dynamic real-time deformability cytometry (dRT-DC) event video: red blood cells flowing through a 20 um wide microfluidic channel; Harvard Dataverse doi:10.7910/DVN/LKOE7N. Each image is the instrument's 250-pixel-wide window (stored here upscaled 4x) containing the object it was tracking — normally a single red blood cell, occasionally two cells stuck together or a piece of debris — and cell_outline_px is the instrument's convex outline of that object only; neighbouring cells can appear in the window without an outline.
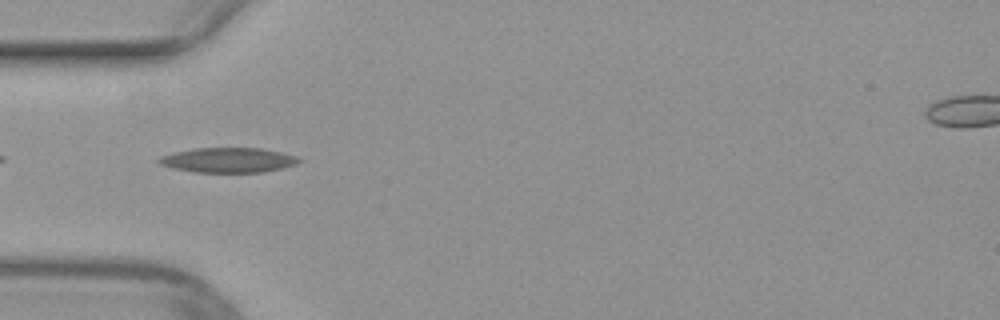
{"species": "common noctule bat (a hibernating species)", "species_latin": "Nyctalus noctula", "temperature_condition": "warm", "stored_images_in_passage": 36, "camera_frame_rate_fps": 3000, "um_per_image_px": 0.085, "animal": {"sex": "female", "body_mass_g": 29.2, "forearm_length_mm": 56.3}, "frame": {"image": 1, "passage_image": 2, "time_ms": 0.333, "image_size_px": [1000, 320], "cell_outline_px": [[300, 160], [296, 164], [264, 172], [192, 172], [160, 164], [156, 160], [160, 156], [176, 152], [196, 148], [260, 148], [280, 152], [296, 156]], "centroid_in_image_um": [19.38, 13.61], "position_along_channel_um": 65.6, "area_um2": 20.0}}
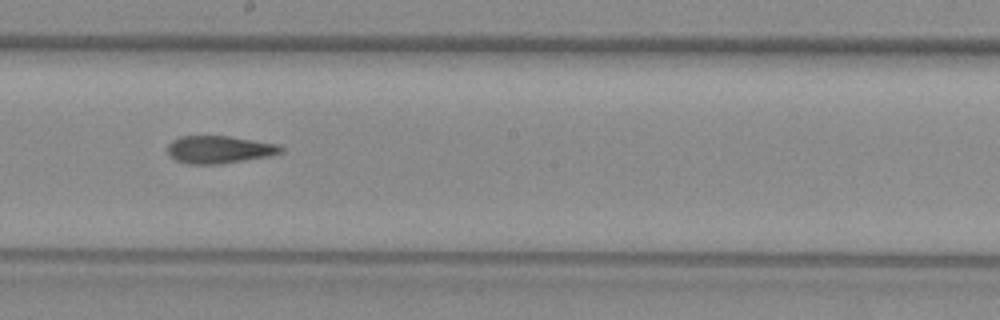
{"frame": {"image": 2, "passage_image": 14, "time_ms": 4.333, "image_size_px": [1000, 320], "cell_outline_px": [[284, 152], [268, 156], [220, 164], [188, 164], [176, 160], [168, 152], [168, 144], [172, 140], [180, 136], [228, 136], [280, 144], [284, 148]], "centroid_in_image_um": [18.66, 12.7], "position_along_channel_um": 229.5, "area_um2": 18.21}}
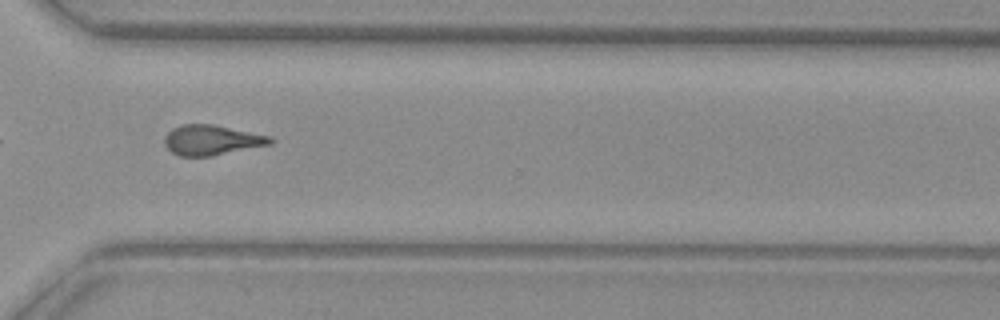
{"frame": {"image": 3, "passage_image": 23, "time_ms": 7.333, "image_size_px": [1000, 320], "cell_outline_px": [[272, 144], [212, 156], [180, 156], [172, 152], [164, 144], [164, 136], [172, 128], [184, 124], [212, 124], [272, 136]], "centroid_in_image_um": [17.99, 11.9], "position_along_channel_um": 352.6, "area_um2": 18.55}}